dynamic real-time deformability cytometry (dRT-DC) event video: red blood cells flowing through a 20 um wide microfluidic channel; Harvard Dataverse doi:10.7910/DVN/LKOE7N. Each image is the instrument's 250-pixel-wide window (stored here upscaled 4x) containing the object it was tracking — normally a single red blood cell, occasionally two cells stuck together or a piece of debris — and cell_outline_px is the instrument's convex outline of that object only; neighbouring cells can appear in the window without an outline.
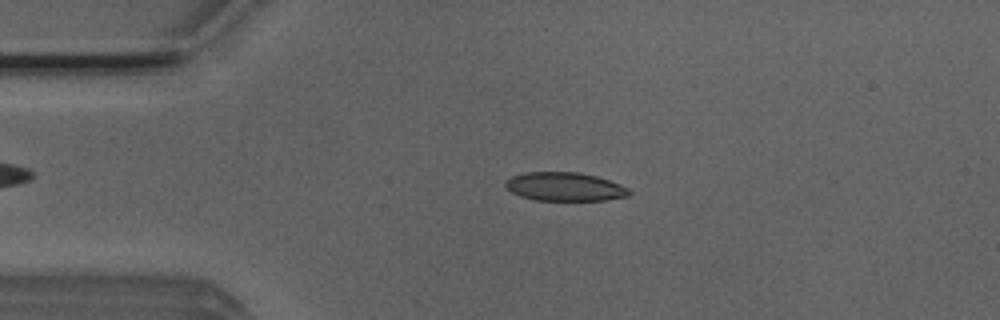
{"species": "Egyptian fruit bat (a non-hibernating species)", "species_latin": "Rousettus aegyptiacus", "temperature_condition": "room temperature", "stored_images_in_passage": 32, "camera_frame_rate_fps": 3000, "um_per_image_px": 0.085, "animal": {"sex": "male"}, "frame": {"image": 1, "passage_image": 10, "time_ms": 3.0, "image_size_px": [1000, 320], "cell_outline_px": [[632, 192], [628, 196], [604, 200], [536, 200], [520, 196], [512, 192], [504, 184], [504, 180], [512, 176], [524, 172], [580, 172], [596, 176], [620, 184], [628, 188]], "centroid_in_image_um": [47.99, 15.86], "position_along_channel_um": 37.0, "area_um2": 20.63}}
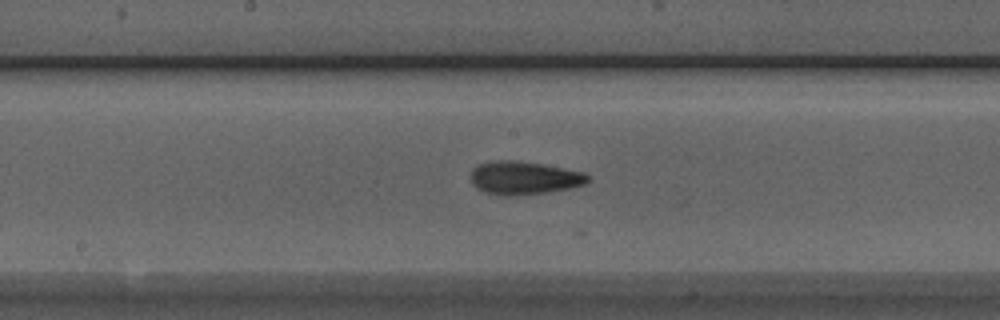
{"frame": {"image": 2, "passage_image": 25, "time_ms": 8.0, "image_size_px": [1000, 320], "cell_outline_px": [[592, 180], [584, 184], [568, 188], [548, 192], [508, 196], [500, 196], [484, 192], [472, 184], [472, 168], [476, 164], [496, 160], [516, 160], [544, 164], [584, 172]], "centroid_in_image_um": [44.53, 15.11], "position_along_channel_um": 203.7, "area_um2": 22.77}}
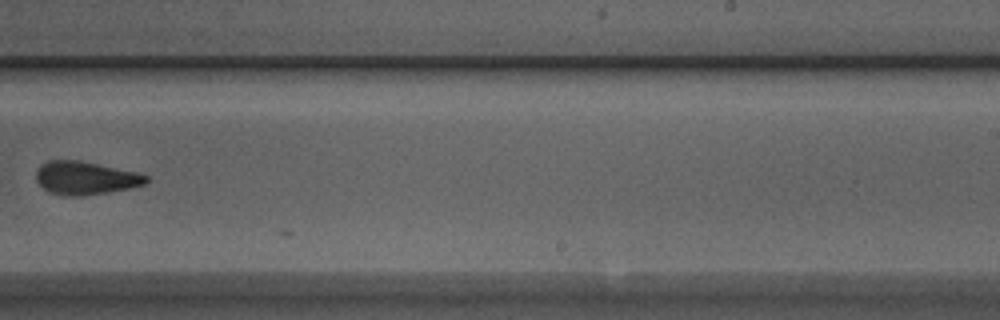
{"frame": {"image": 3, "passage_image": 31, "time_ms": 10.0, "image_size_px": [1000, 320], "cell_outline_px": [[148, 180], [144, 184], [128, 188], [108, 192], [84, 196], [64, 196], [48, 192], [36, 180], [36, 172], [40, 164], [48, 160], [80, 160], [140, 172], [148, 176]], "centroid_in_image_um": [7.25, 15.12], "position_along_channel_um": 281.7, "area_um2": 21.5}}